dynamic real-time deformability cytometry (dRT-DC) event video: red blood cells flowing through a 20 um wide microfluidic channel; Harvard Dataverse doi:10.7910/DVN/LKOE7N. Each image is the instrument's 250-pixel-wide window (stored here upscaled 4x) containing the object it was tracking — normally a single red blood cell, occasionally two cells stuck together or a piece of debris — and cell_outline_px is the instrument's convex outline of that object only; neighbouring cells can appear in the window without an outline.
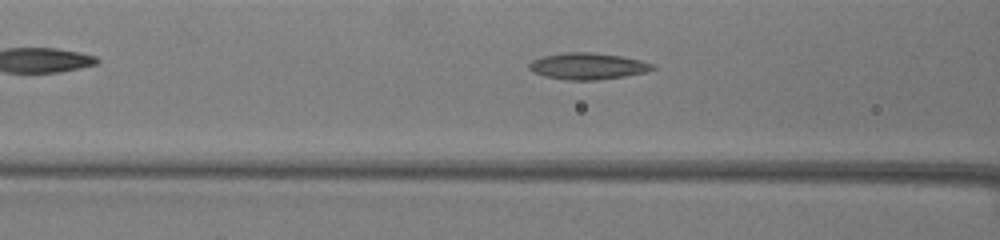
{"species": "common noctule bat (a hibernating species)", "species_latin": "Nyctalus noctula", "temperature_condition": "warm", "stored_images_in_passage": 39, "camera_frame_rate_fps": 3000, "um_per_image_px": 0.085, "animal": {"sex": "female", "body_mass_g": 19.5, "forearm_length_mm": 54.1}, "frame": {"image": 1, "passage_image": 14, "time_ms": 4.333, "image_size_px": [1000, 240], "cell_outline_px": [[656, 68], [648, 72], [624, 76], [596, 80], [564, 80], [544, 76], [528, 68], [528, 64], [532, 60], [544, 56], [568, 52], [592, 52], [620, 56], [640, 60], [652, 64]], "centroid_in_image_um": [49.96, 5.63], "position_along_channel_um": 116.6, "area_um2": 18.96}}
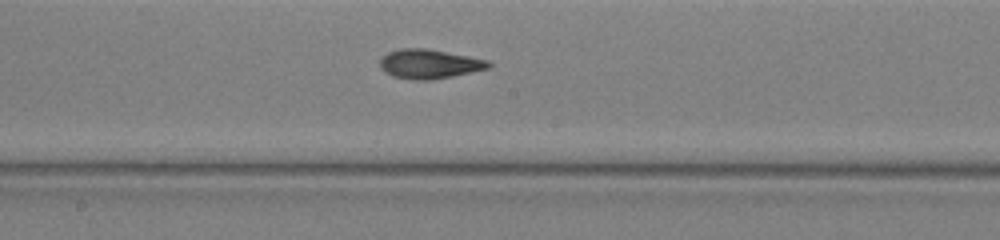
{"frame": {"image": 2, "passage_image": 23, "time_ms": 7.333, "image_size_px": [1000, 240], "cell_outline_px": [[492, 64], [488, 68], [452, 76], [432, 80], [412, 80], [392, 76], [384, 72], [380, 68], [380, 60], [388, 52], [400, 48], [424, 48], [468, 56], [488, 60]], "centroid_in_image_um": [36.45, 5.44], "position_along_channel_um": 211.7, "area_um2": 18.44}}
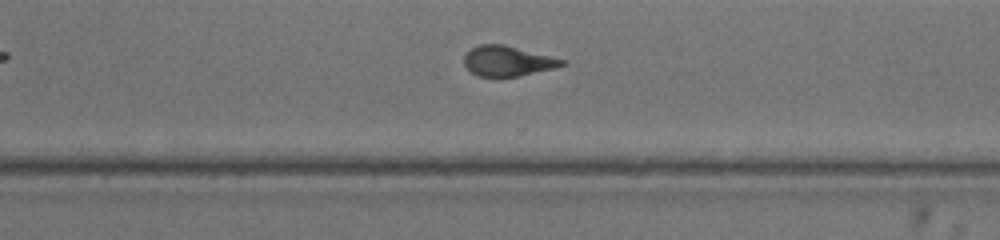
{"frame": {"image": 3, "passage_image": 34, "time_ms": 11.0, "image_size_px": [1000, 240], "cell_outline_px": [[568, 64], [556, 68], [520, 76], [476, 76], [464, 64], [464, 56], [472, 48], [480, 44], [504, 44], [568, 60]], "centroid_in_image_um": [43.22, 5.18], "position_along_channel_um": 327.4, "area_um2": 17.34}, "authors_computed_cell_mechanics": {"area_um2": 18.2648, "velocity_mm_per_s": 3.167, "shape_relaxation_time_tau1_ms": null, "shape_relaxation_time_tau2_ms": 3.111, "deformation_change_tau1": null, "deformation_change_tau2": 0.1217}}